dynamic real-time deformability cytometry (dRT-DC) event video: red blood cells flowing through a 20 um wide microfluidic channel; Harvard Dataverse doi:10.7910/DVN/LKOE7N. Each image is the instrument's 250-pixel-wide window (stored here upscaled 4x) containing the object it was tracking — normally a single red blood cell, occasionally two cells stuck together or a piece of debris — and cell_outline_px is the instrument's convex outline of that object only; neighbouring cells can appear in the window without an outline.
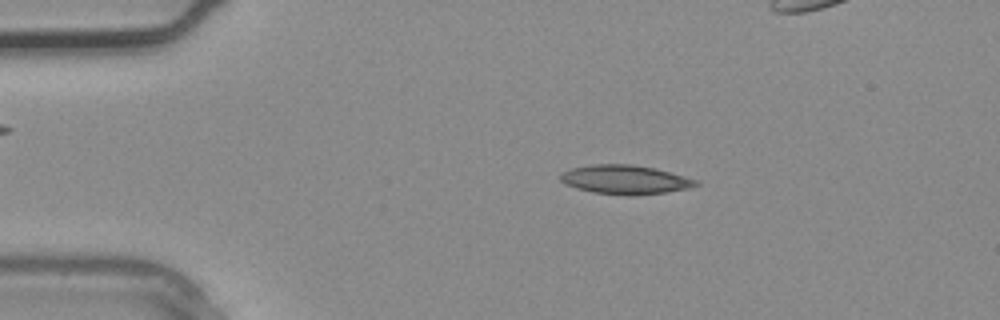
{"species": "common noctule bat (a hibernating species)", "species_latin": "Nyctalus noctula", "temperature_condition": "warm", "stored_images_in_passage": 3, "camera_frame_rate_fps": 3000, "um_per_image_px": 0.085, "animal": {"sex": "male", "body_mass_g": 20.4}, "frame": {"image": 1, "passage_image": 1, "time_ms": 0.0, "image_size_px": [1000, 320], "cell_outline_px": [[700, 184], [688, 188], [664, 192], [632, 196], [628, 196], [592, 192], [576, 188], [564, 184], [560, 180], [560, 176], [564, 172], [572, 168], [592, 164], [632, 164], [656, 168], [684, 176], [696, 180]], "centroid_in_image_um": [53.12, 15.27], "position_along_channel_um": 31.9, "area_um2": 22.89}}